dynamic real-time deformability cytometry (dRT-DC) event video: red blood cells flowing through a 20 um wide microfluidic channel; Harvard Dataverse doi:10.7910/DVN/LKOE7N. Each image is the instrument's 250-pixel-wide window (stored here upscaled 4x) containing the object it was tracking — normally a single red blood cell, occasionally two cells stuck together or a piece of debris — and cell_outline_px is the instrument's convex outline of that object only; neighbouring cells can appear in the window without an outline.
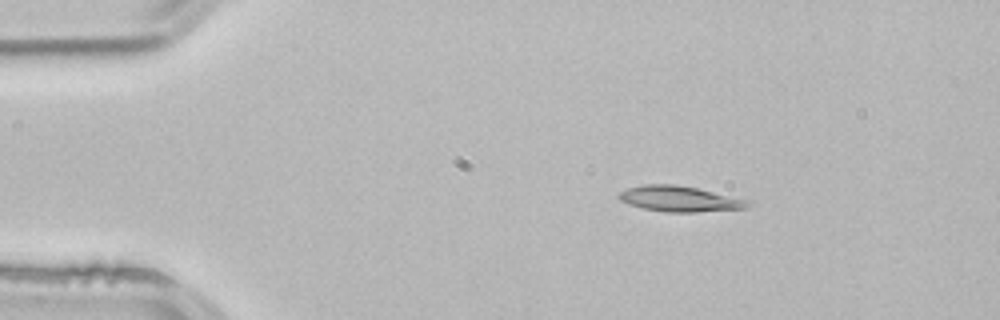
{"species": "common noctule bat (a hibernating species)", "species_latin": "Nyctalus noctula", "temperature_condition": "room temperature", "stored_images_in_passage": 3, "camera_frame_rate_fps": 3000, "um_per_image_px": 0.085, "animal": {"sex": "male", "body_mass_g": 21.5, "forearm_length_mm": 52.0}, "frame": {"image": 1, "passage_image": 2, "time_ms": 0.333, "image_size_px": [1000, 320], "cell_outline_px": [[752, 204], [748, 208], [696, 212], [664, 212], [644, 208], [628, 204], [620, 200], [616, 196], [620, 192], [628, 188], [644, 184], [676, 184], [696, 188], [752, 200]], "centroid_in_image_um": [57.81, 16.9], "position_along_channel_um": 27.2, "area_um2": 19.42}}